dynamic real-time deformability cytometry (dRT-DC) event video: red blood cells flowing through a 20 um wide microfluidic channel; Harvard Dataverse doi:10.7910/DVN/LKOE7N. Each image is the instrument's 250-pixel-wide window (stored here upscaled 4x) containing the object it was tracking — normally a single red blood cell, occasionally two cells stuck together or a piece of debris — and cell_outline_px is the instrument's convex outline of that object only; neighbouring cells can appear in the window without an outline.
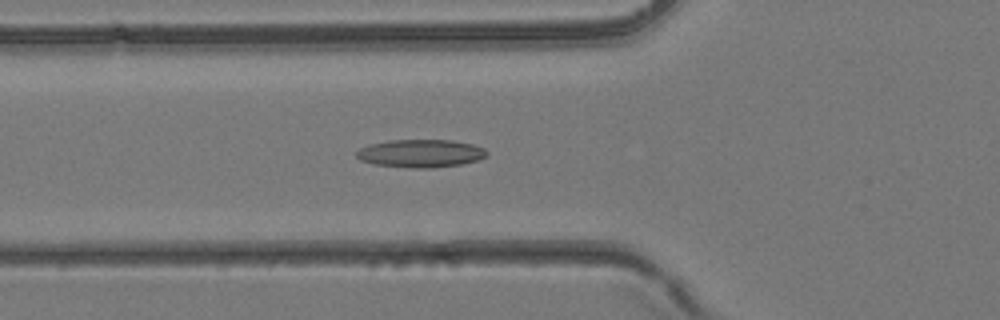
{"species": "common noctule bat (a hibernating species)", "species_latin": "Nyctalus noctula", "temperature_condition": "room temperature", "stored_images_in_passage": 37, "camera_frame_rate_fps": 3000, "um_per_image_px": 0.085, "animal": {"sex": "female", "body_mass_g": 24.6, "forearm_length_mm": 56.2}, "frame": {"image": 1, "passage_image": 15, "time_ms": 4.667, "image_size_px": [1000, 320], "cell_outline_px": [[488, 156], [480, 160], [460, 164], [432, 168], [412, 168], [376, 164], [360, 160], [356, 156], [356, 152], [360, 148], [368, 144], [388, 140], [452, 140], [472, 144], [484, 148], [488, 152]], "centroid_in_image_um": [35.77, 13.03], "position_along_channel_um": 90.0, "area_um2": 21.33}}
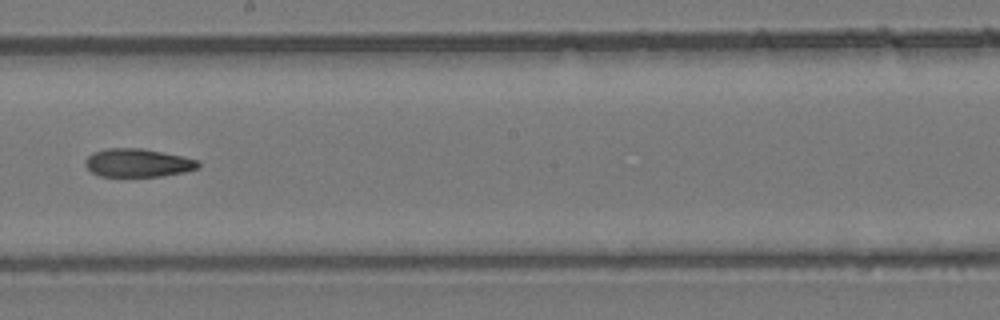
{"frame": {"image": 2, "passage_image": 24, "time_ms": 7.667, "image_size_px": [1000, 320], "cell_outline_px": [[200, 168], [184, 172], [160, 176], [100, 176], [92, 172], [84, 164], [84, 160], [92, 152], [108, 148], [140, 148], [184, 156], [196, 160], [200, 164]], "centroid_in_image_um": [11.7, 13.84], "position_along_channel_um": 236.5, "area_um2": 18.61}}
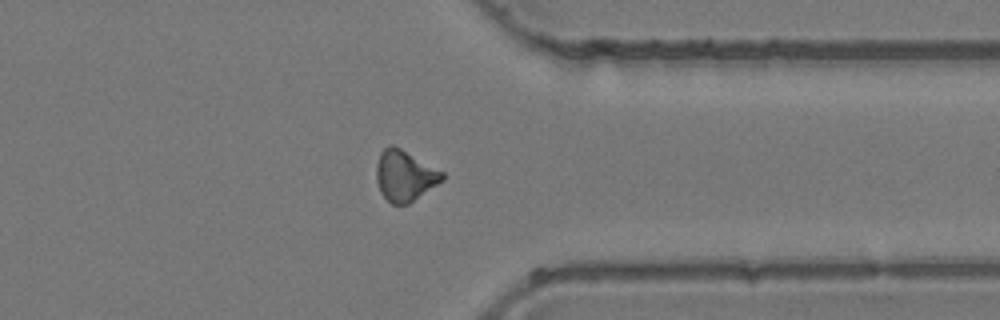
{"frame": {"image": 3, "passage_image": 33, "time_ms": 10.667, "image_size_px": [1000, 320], "cell_outline_px": [[444, 180], [408, 204], [392, 204], [380, 192], [376, 180], [376, 164], [380, 152], [388, 144], [392, 144], [400, 148], [444, 172]], "centroid_in_image_um": [34.39, 14.92], "position_along_channel_um": 377.0, "area_um2": 19.48}}